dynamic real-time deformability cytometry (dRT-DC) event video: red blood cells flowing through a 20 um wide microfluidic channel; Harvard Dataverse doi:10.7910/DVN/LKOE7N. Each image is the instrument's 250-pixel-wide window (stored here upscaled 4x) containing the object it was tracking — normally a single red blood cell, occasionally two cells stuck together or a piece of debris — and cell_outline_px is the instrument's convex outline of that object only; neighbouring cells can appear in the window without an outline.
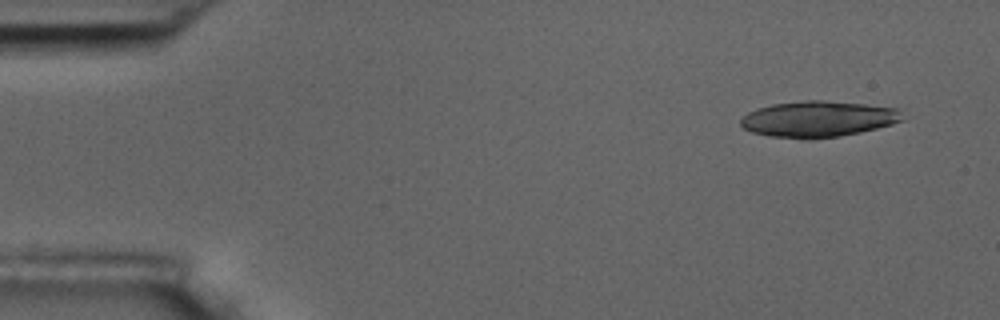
{"species": "common noctule bat (a hibernating species)", "species_latin": "Nyctalus noctula", "temperature_condition": "room temperature", "stored_images_in_passage": 9, "camera_frame_rate_fps": 3000, "um_per_image_px": 0.085, "animal": {"sex": "male", "body_mass_g": 17.5, "forearm_length_mm": 52.3}, "frame": {"image": 1, "passage_image": 1, "time_ms": 0.0, "image_size_px": [1000, 320], "cell_outline_px": [[904, 120], [892, 124], [860, 132], [836, 136], [768, 136], [752, 132], [744, 128], [740, 124], [740, 120], [748, 112], [756, 108], [772, 104], [804, 100], [824, 100], [864, 104], [900, 108]], "centroid_in_image_um": [69.57, 10.07], "position_along_channel_um": 15.4, "area_um2": 33.18}}
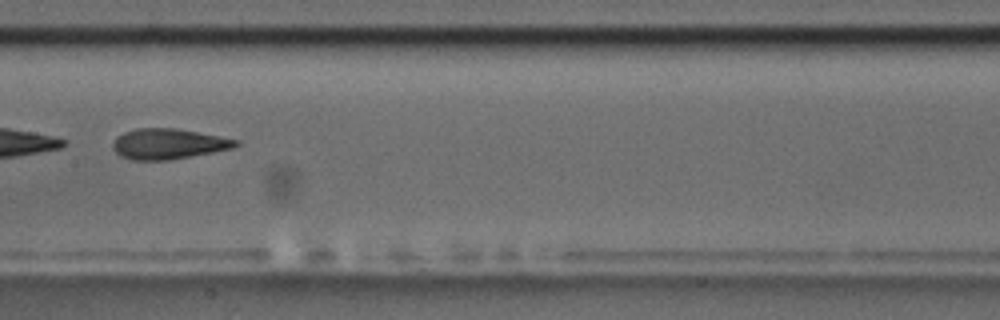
{"frame": {"image": 2, "passage_image": 8, "time_ms": 8.0, "image_size_px": [1000, 320], "cell_outline_px": [[240, 144], [232, 148], [212, 152], [168, 160], [132, 160], [120, 156], [112, 148], [112, 144], [116, 136], [124, 132], [136, 128], [176, 128], [240, 140]], "centroid_in_image_um": [14.28, 12.22], "position_along_channel_um": 193.1, "area_um2": 21.79}}
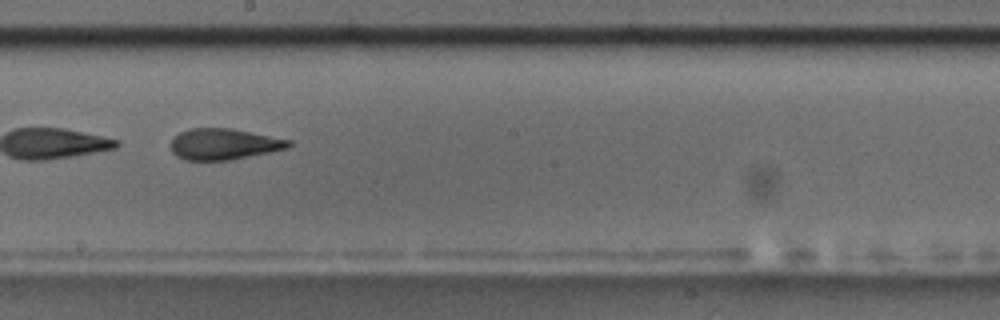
{"frame": {"image": 3, "passage_image": 9, "time_ms": 9.0, "image_size_px": [1000, 320], "cell_outline_px": [[292, 144], [288, 148], [232, 160], [184, 160], [176, 156], [172, 152], [172, 140], [180, 132], [188, 128], [232, 128], [292, 140]], "centroid_in_image_um": [19.05, 12.25], "position_along_channel_um": 229.2, "area_um2": 21.44}}